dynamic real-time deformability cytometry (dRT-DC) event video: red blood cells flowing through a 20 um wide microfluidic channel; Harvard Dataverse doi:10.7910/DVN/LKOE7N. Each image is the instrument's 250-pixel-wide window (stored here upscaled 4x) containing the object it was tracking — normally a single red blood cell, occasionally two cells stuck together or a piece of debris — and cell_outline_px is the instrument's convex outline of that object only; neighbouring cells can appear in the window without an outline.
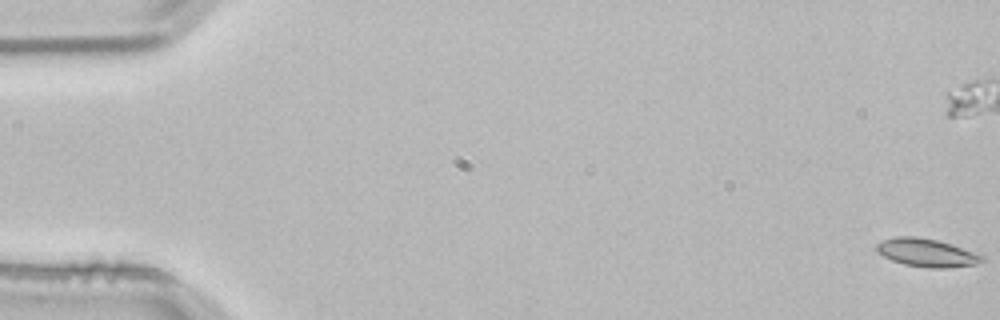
{"species": "common noctule bat (a hibernating species)", "species_latin": "Nyctalus noctula", "temperature_condition": "room temperature", "stored_images_in_passage": 5, "camera_frame_rate_fps": 3000, "um_per_image_px": 0.085, "animal": {"sex": "male", "body_mass_g": 21.5, "forearm_length_mm": 52.0}, "frame": {"image": 1, "passage_image": 1, "time_ms": 0.0, "image_size_px": [1000, 320], "cell_outline_px": [[984, 260], [976, 264], [948, 268], [928, 268], [904, 264], [892, 260], [876, 252], [876, 244], [884, 240], [896, 236], [916, 236], [936, 240], [952, 244], [984, 256]], "centroid_in_image_um": [78.75, 21.48], "position_along_channel_um": 6.2, "area_um2": 17.22}}